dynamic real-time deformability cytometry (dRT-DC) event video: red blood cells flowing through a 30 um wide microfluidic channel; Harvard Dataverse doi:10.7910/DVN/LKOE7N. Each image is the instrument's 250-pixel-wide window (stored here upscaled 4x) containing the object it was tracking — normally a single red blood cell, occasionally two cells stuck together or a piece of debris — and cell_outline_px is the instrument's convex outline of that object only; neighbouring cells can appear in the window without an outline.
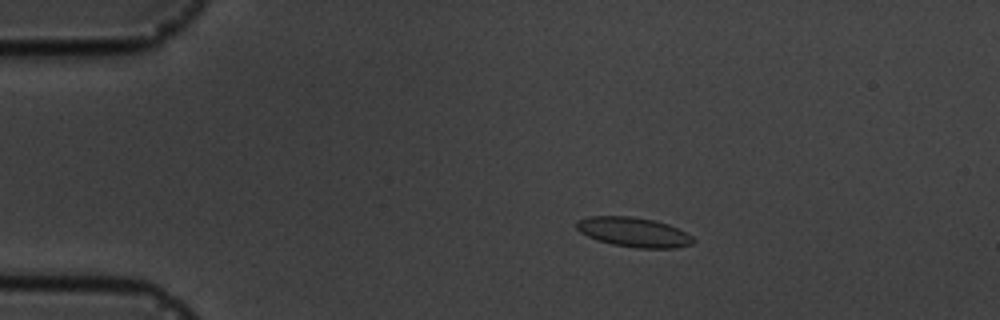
{"species": "common noctule bat (a hibernating species)", "species_latin": "Nyctalus noctula", "temperature_condition": "cold", "stored_images_in_passage": 4, "camera_frame_rate_fps": 3000, "um_per_image_px": 0.085, "animal": {"sex": "male", "body_mass_g": 19.5, "forearm_length_mm": 54.6}, "frame": {"image": 1, "passage_image": 3, "time_ms": 2.333, "image_size_px": [1000, 320], "cell_outline_px": [[696, 240], [692, 244], [676, 248], [636, 248], [612, 244], [596, 240], [580, 232], [576, 228], [576, 220], [588, 216], [632, 216], [656, 220], [668, 224], [692, 236]], "centroid_in_image_um": [53.84, 19.73], "position_along_channel_um": 31.2, "area_um2": 20.29}}